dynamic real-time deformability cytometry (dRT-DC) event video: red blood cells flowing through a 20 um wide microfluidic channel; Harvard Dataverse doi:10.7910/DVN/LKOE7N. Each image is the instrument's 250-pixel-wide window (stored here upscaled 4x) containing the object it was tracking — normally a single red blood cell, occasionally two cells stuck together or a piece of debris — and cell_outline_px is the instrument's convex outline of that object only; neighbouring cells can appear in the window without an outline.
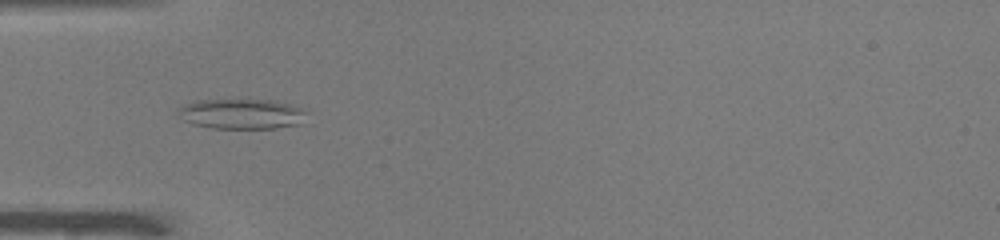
{"species": "common noctule bat (a hibernating species)", "species_latin": "Nyctalus noctula", "temperature_condition": "warm", "stored_images_in_passage": 35, "camera_frame_rate_fps": 3000, "um_per_image_px": 0.085, "animal": {"sex": "male", "body_mass_g": 19.0, "forearm_length_mm": 50.8}, "frame": {"image": 1, "passage_image": 1, "time_ms": 0.0, "image_size_px": [1000, 240], "cell_outline_px": [[308, 112], [300, 124], [276, 128], [212, 128], [192, 124], [184, 120], [176, 112], [176, 108], [184, 104], [196, 100], [272, 100], [292, 104]], "centroid_in_image_um": [20.51, 9.68], "position_along_channel_um": 64.5, "area_um2": 22.72}}
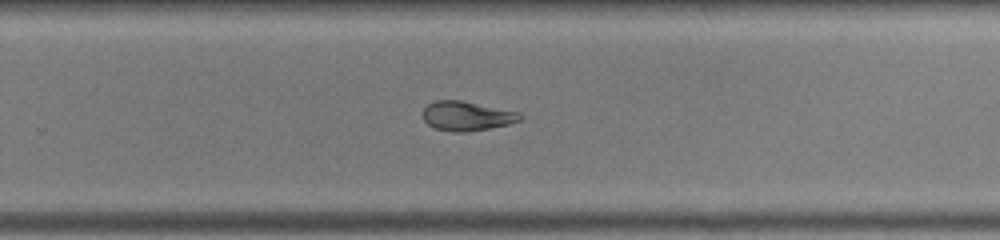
{"frame": {"image": 2, "passage_image": 18, "time_ms": 5.667, "image_size_px": [1000, 240], "cell_outline_px": [[524, 116], [520, 120], [508, 124], [468, 132], [452, 132], [436, 128], [428, 124], [424, 120], [424, 108], [428, 104], [436, 100], [460, 100], [520, 112]], "centroid_in_image_um": [39.69, 9.86], "position_along_channel_um": 290.1, "area_um2": 16.53}}
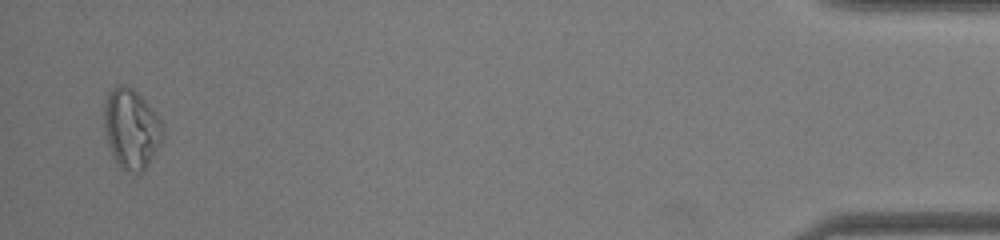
{"frame": {"image": 3, "passage_image": 34, "time_ms": 11.0, "image_size_px": [1000, 240], "cell_outline_px": [[164, 136], [160, 144], [144, 172], [128, 172], [120, 168], [112, 156], [108, 144], [104, 128], [104, 104], [108, 92], [112, 88], [120, 84], [132, 88], [156, 112], [164, 124]], "centroid_in_image_um": [11.17, 10.96], "position_along_channel_um": 424.0, "area_um2": 27.63}, "authors_computed_cell_mechanics": {"area_um2": 17.8024, "velocity_mm_per_s": 4.0102, "shape_relaxation_time_tau1_ms": null, "shape_relaxation_time_tau2_ms": 2.923, "deformation_change_tau1": null, "deformation_change_tau2": 0.1108}}